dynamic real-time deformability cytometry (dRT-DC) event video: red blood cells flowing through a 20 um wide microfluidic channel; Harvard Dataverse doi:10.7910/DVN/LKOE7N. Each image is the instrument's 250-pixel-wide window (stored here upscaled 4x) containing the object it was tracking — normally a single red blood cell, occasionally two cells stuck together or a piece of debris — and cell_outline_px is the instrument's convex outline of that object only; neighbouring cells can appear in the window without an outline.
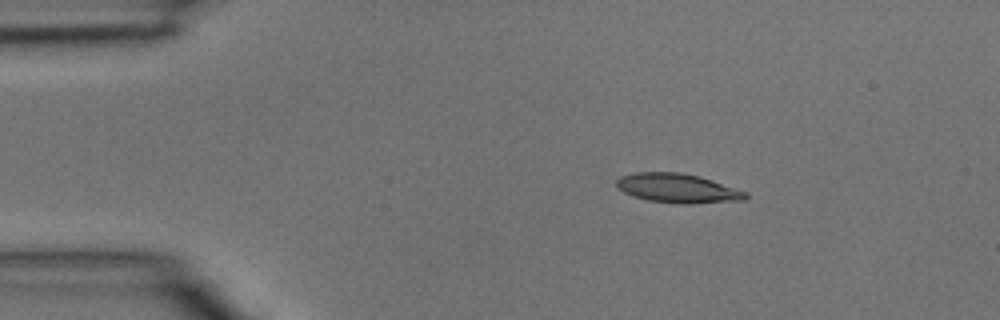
{"species": "common noctule bat (a hibernating species)", "species_latin": "Nyctalus noctula", "temperature_condition": "room temperature", "stored_images_in_passage": 2, "camera_frame_rate_fps": 3000, "um_per_image_px": 0.085, "animal": {"sex": "male", "body_mass_g": 15.6}, "frame": {"image": 1, "passage_image": 1, "time_ms": 0.0, "image_size_px": [1000, 320], "cell_outline_px": [[748, 196], [744, 200], [684, 204], [680, 204], [648, 200], [624, 192], [616, 188], [616, 180], [620, 176], [632, 172], [680, 172], [700, 176], [748, 192]], "centroid_in_image_um": [57.59, 15.99], "position_along_channel_um": 27.4, "area_um2": 22.02}}